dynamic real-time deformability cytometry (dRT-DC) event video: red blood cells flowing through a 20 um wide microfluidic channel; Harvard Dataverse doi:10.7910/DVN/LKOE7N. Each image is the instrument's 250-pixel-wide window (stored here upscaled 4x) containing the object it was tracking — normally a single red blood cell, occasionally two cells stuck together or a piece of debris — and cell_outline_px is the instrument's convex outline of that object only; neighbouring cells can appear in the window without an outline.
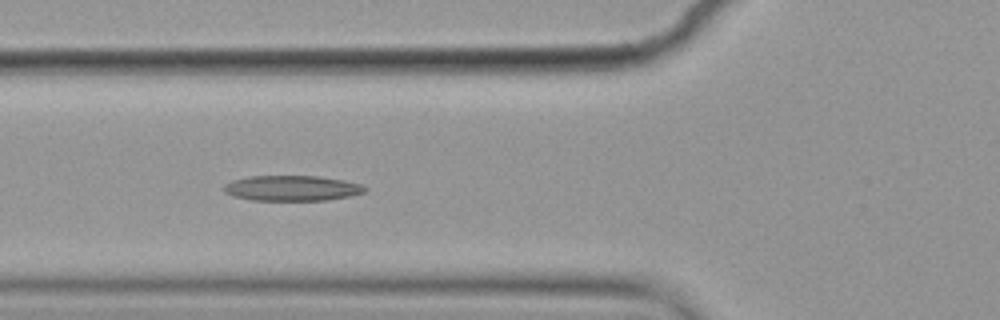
{"species": "common noctule bat (a hibernating species)", "species_latin": "Nyctalus noctula", "temperature_condition": "cold", "stored_images_in_passage": 17, "camera_frame_rate_fps": 3000, "um_per_image_px": 0.085, "animal": {"sex": "female", "body_mass_g": 19.9}, "frame": {"image": 1, "passage_image": 10, "time_ms": 3.0, "image_size_px": [1000, 320], "cell_outline_px": [[368, 188], [364, 192], [348, 196], [324, 200], [252, 200], [232, 196], [224, 192], [224, 184], [232, 180], [248, 176], [316, 176], [344, 180], [360, 184]], "centroid_in_image_um": [24.77, 15.99], "position_along_channel_um": 101.0, "area_um2": 20.75}}